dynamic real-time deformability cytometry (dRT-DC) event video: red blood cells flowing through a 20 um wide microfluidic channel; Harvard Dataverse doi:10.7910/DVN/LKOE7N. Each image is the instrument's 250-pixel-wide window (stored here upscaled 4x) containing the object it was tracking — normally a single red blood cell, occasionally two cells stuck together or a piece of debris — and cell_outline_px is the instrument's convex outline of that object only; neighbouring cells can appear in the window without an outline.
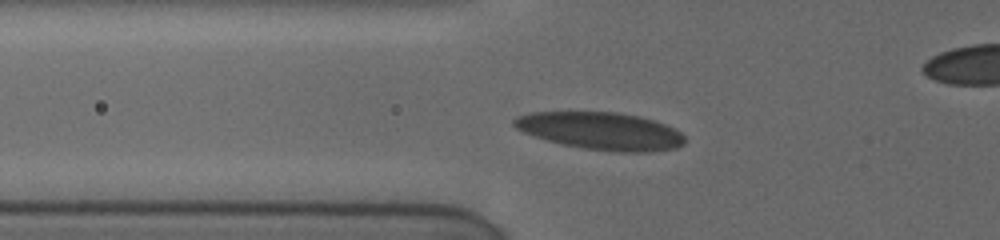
{"species": "human", "species_latin": "Homo sapiens", "temperature_condition": "cold", "stored_images_in_passage": 4, "camera_frame_rate_fps": 3000, "um_per_image_px": 0.085, "donor": {"sex": "female"}, "frame": {"image": 1, "passage_image": 3, "time_ms": 1.333, "image_size_px": [1000, 240], "cell_outline_px": [[684, 144], [676, 148], [652, 152], [616, 152], [584, 148], [564, 144], [548, 140], [524, 132], [516, 128], [512, 124], [512, 120], [516, 116], [532, 112], [616, 112], [656, 120], [676, 128], [684, 136]], "centroid_in_image_um": [51.11, 11.13], "position_along_channel_um": 74.7, "area_um2": 37.28}}